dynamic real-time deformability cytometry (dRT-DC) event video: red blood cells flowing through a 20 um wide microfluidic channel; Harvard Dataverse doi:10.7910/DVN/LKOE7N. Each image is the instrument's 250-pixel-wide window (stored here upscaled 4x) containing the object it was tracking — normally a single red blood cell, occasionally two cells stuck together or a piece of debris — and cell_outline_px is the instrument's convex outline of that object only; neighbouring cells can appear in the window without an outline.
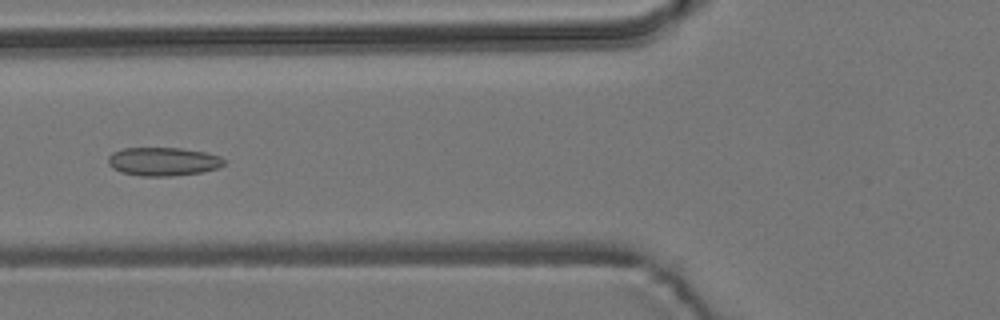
{"species": "common noctule bat (a hibernating species)", "species_latin": "Nyctalus noctula", "temperature_condition": "room temperature", "stored_images_in_passage": 55, "camera_frame_rate_fps": 3000, "um_per_image_px": 0.085, "animal": {"sex": "male", "body_mass_g": 19.2, "forearm_length_mm": 51.8}, "frame": {"image": 1, "passage_image": 21, "time_ms": 6.667, "image_size_px": [1000, 320], "cell_outline_px": [[228, 160], [224, 164], [216, 168], [200, 172], [172, 176], [140, 176], [120, 172], [112, 168], [108, 164], [108, 156], [112, 152], [124, 148], [180, 148], [204, 152], [220, 156]], "centroid_in_image_um": [13.85, 13.73], "position_along_channel_um": 112.0, "area_um2": 19.31}}
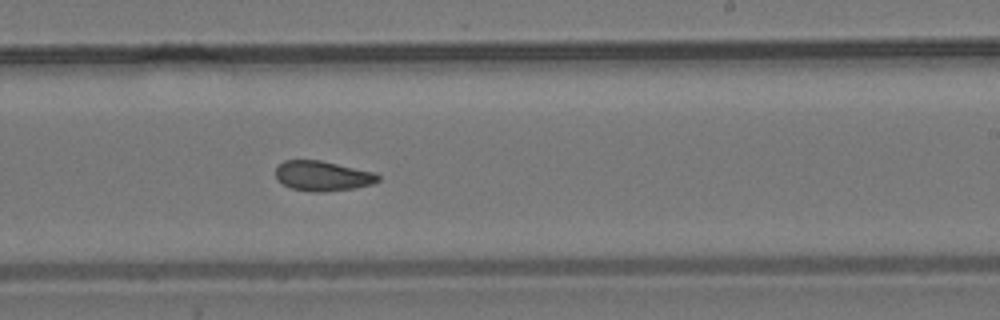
{"frame": {"image": 2, "passage_image": 33, "time_ms": 10.667, "image_size_px": [1000, 320], "cell_outline_px": [[380, 180], [372, 184], [356, 188], [320, 192], [316, 192], [292, 188], [284, 184], [276, 176], [276, 168], [284, 160], [320, 160], [376, 172], [380, 176]], "centroid_in_image_um": [27.48, 14.94], "position_along_channel_um": 261.5, "area_um2": 17.8}}
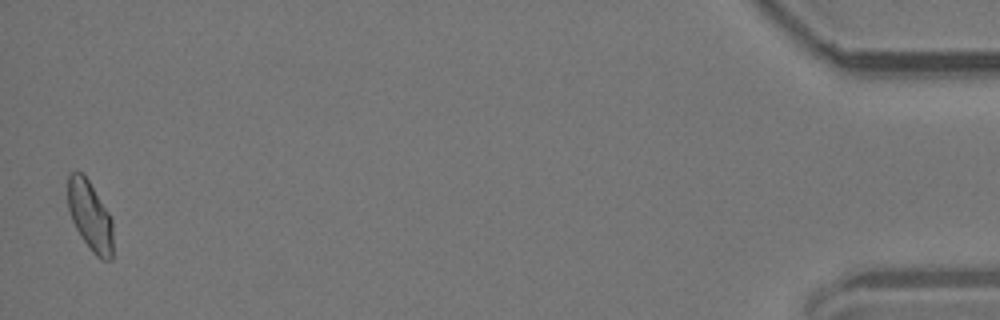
{"frame": {"image": 3, "passage_image": 54, "time_ms": 17.667, "image_size_px": [1000, 320], "cell_outline_px": [[112, 260], [104, 260], [96, 256], [92, 252], [80, 236], [72, 220], [68, 208], [68, 176], [72, 172], [84, 172], [108, 212], [112, 220]], "centroid_in_image_um": [7.65, 18.34], "position_along_channel_um": 427.6, "area_um2": 18.32}, "authors_computed_cell_mechanics": {"area_um2": 18.6116, "velocity_mm_per_s": 3.7404, "shape_relaxation_time_tau1_ms": null, "shape_relaxation_time_tau2_ms": 2.5548, "deformation_change_tau1": null, "deformation_change_tau2": 0.0797}}